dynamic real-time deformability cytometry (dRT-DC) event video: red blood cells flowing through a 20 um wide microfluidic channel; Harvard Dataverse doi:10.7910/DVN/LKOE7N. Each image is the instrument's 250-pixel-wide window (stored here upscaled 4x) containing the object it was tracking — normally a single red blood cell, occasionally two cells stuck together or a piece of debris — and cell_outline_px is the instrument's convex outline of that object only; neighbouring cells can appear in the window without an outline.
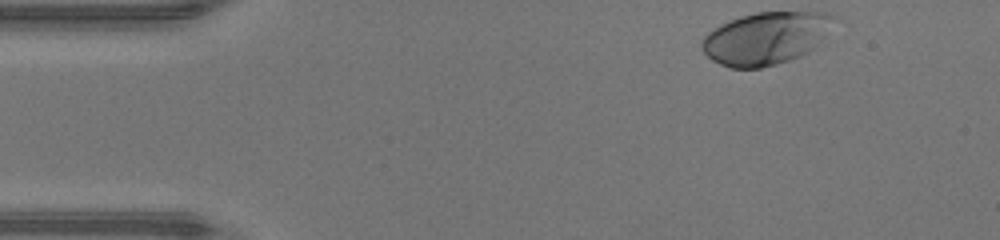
{"species": "human", "species_latin": "Homo sapiens", "temperature_condition": "warm", "stored_images_in_passage": 36, "camera_frame_rate_fps": 3000, "um_per_image_px": 0.085, "donor": {"sex": "male"}, "frame": {"image": 1, "passage_image": 1, "time_ms": 0.0, "image_size_px": [1000, 240], "cell_outline_px": [[836, 16], [824, 36], [808, 52], [800, 56], [776, 64], [760, 68], [728, 68], [712, 60], [700, 48], [700, 40], [708, 32], [720, 24], [740, 16], [756, 12], [824, 12]], "centroid_in_image_um": [65.03, 3.25], "position_along_channel_um": 20.0, "area_um2": 40.17}}
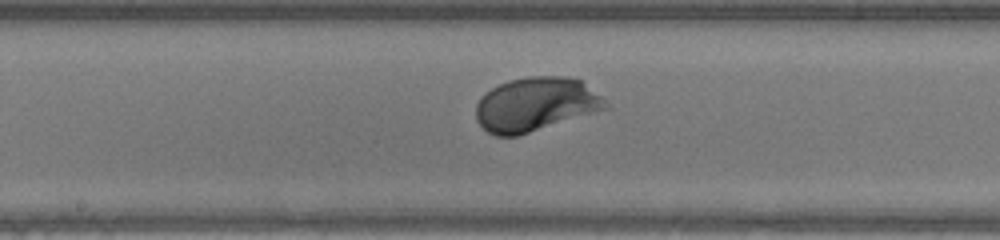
{"frame": {"image": 2, "passage_image": 20, "time_ms": 6.333, "image_size_px": [1000, 240], "cell_outline_px": [[612, 108], [516, 136], [496, 136], [488, 132], [476, 120], [476, 104], [480, 96], [492, 88], [508, 80], [528, 76], [568, 76], [580, 80], [600, 96]], "centroid_in_image_um": [45.53, 8.87], "position_along_channel_um": 202.7, "area_um2": 40.81}}
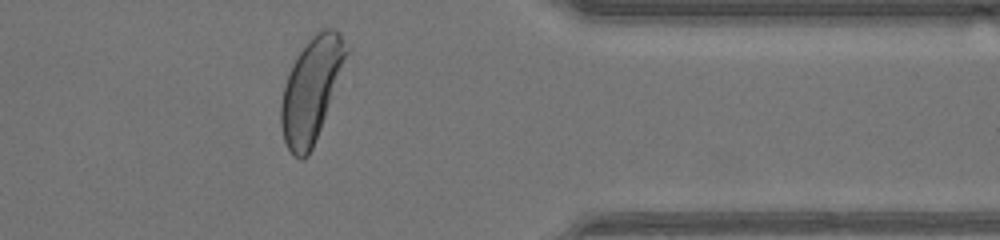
{"frame": {"image": 3, "passage_image": 34, "time_ms": 11.0, "image_size_px": [1000, 240], "cell_outline_px": [[352, 48], [312, 148], [308, 156], [304, 160], [300, 160], [292, 156], [284, 140], [280, 124], [280, 104], [284, 84], [292, 64], [296, 56], [308, 40], [320, 28], [336, 28], [340, 32]], "centroid_in_image_um": [26.48, 7.57], "position_along_channel_um": 384.9, "area_um2": 40.0}, "authors_computed_cell_mechanics": {"area_um2": 39.4485, "velocity_mm_per_s": 4.2745, "shape_relaxation_time_tau1_ms": 1.542, "shape_relaxation_time_tau2_ms": null, "deformation_change_tau1": 0.1561, "deformation_change_tau2": null}}